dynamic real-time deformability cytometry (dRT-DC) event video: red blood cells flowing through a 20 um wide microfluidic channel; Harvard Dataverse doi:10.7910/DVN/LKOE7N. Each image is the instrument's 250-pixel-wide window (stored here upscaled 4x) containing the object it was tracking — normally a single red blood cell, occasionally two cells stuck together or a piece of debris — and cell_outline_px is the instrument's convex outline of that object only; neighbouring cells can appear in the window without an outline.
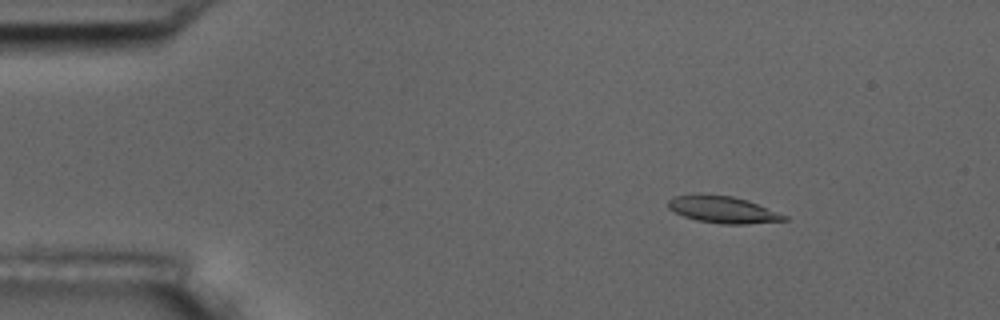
{"species": "common noctule bat (a hibernating species)", "species_latin": "Nyctalus noctula", "temperature_condition": "room temperature", "stored_images_in_passage": 7, "camera_frame_rate_fps": 3000, "um_per_image_px": 0.085, "animal": {"sex": "male", "body_mass_g": 17.5, "forearm_length_mm": 52.3}, "frame": {"image": 1, "passage_image": 3, "time_ms": 0.667, "image_size_px": [1000, 320], "cell_outline_px": [[788, 220], [744, 224], [724, 224], [696, 220], [684, 216], [668, 208], [668, 200], [672, 196], [732, 196], [748, 200], [788, 216]], "centroid_in_image_um": [61.49, 17.84], "position_along_channel_um": 23.5, "area_um2": 17.57}}
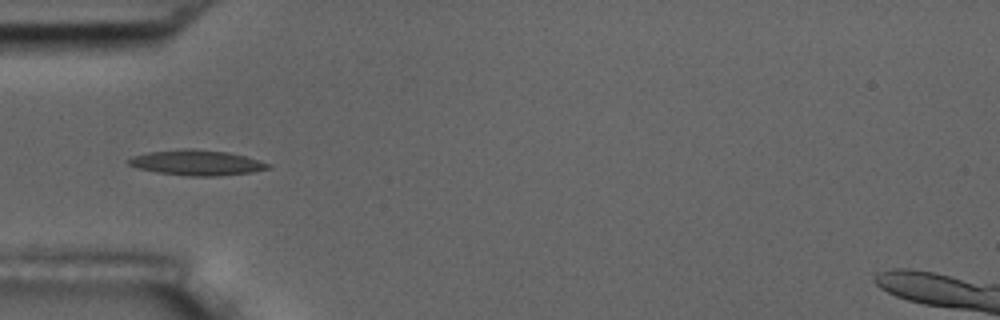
{"frame": {"image": 2, "passage_image": 6, "time_ms": 1.667, "image_size_px": [1000, 320], "cell_outline_px": [[272, 168], [252, 172], [220, 176], [188, 176], [156, 172], [136, 168], [128, 164], [124, 160], [132, 156], [148, 152], [184, 148], [192, 148], [228, 152], [244, 156], [272, 164]], "centroid_in_image_um": [16.7, 13.83], "position_along_channel_um": 68.3, "area_um2": 20.87}}